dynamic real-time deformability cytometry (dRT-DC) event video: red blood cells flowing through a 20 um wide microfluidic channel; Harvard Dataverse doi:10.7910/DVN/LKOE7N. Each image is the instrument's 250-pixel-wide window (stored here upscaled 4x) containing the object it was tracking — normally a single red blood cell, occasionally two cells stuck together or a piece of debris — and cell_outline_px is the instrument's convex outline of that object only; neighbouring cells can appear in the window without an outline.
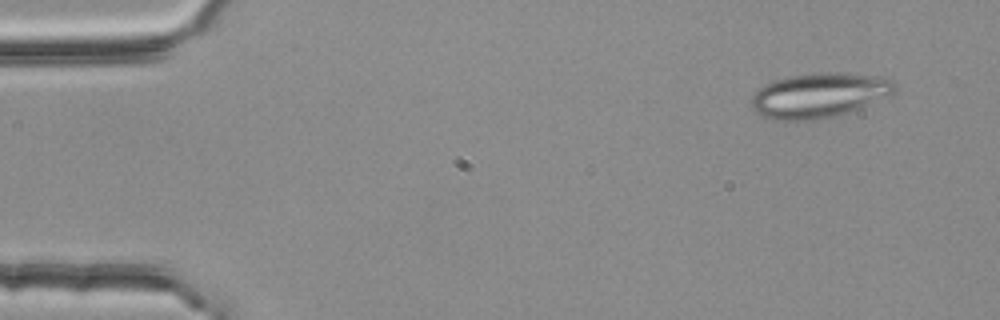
{"species": "common noctule bat (a hibernating species)", "species_latin": "Nyctalus noctula", "temperature_condition": "room temperature", "stored_images_in_passage": 4, "camera_frame_rate_fps": 3000, "um_per_image_px": 0.085, "animal": {"sex": "female", "body_mass_g": 25.1}, "frame": {"image": 1, "passage_image": 1, "time_ms": 0.0, "image_size_px": [1000, 320], "cell_outline_px": [[896, 92], [888, 96], [836, 116], [816, 120], [772, 120], [756, 112], [748, 104], [752, 96], [764, 84], [772, 80], [792, 76], [824, 72], [836, 72], [884, 76], [892, 80], [896, 84]], "centroid_in_image_um": [69.61, 8.09], "position_along_channel_um": 15.4, "area_um2": 37.51}}